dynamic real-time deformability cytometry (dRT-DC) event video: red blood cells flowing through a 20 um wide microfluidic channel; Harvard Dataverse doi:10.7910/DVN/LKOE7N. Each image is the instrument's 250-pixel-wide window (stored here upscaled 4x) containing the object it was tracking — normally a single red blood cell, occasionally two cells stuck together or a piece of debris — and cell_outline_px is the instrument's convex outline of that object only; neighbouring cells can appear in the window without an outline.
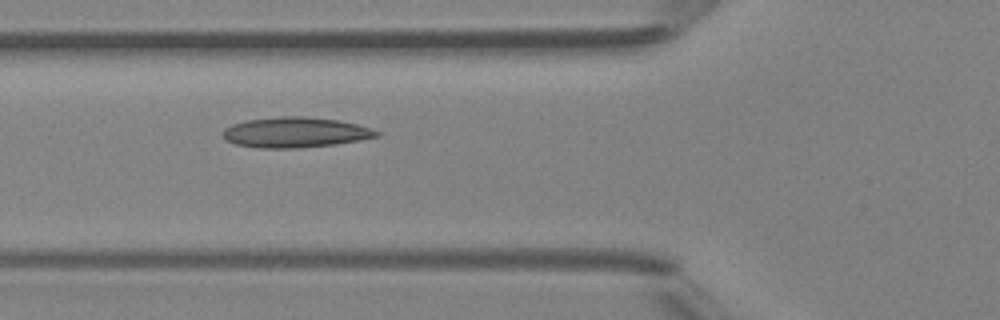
{"species": "Egyptian fruit bat (a non-hibernating species)", "species_latin": "Rousettus aegyptiacus", "temperature_condition": "room temperature", "stored_images_in_passage": 6, "camera_frame_rate_fps": 3000, "um_per_image_px": 0.085, "animal": {"sex": "female"}, "frame": {"image": 1, "passage_image": 4, "time_ms": 3.333, "image_size_px": [1000, 320], "cell_outline_px": [[380, 136], [360, 140], [332, 144], [300, 148], [260, 148], [236, 144], [228, 140], [224, 136], [224, 128], [232, 124], [244, 120], [280, 116], [304, 116], [336, 120], [356, 124], [380, 132]], "centroid_in_image_um": [25.08, 11.25], "position_along_channel_um": 100.7, "area_um2": 26.93}}
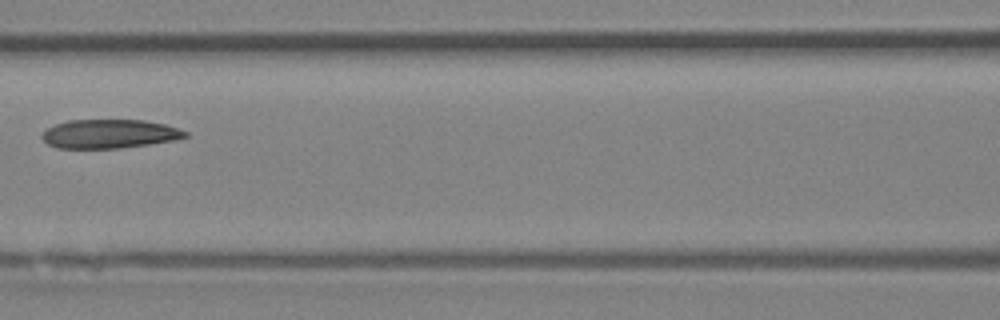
{"frame": {"image": 2, "passage_image": 5, "time_ms": 4.667, "image_size_px": [1000, 320], "cell_outline_px": [[188, 136], [176, 140], [120, 148], [56, 148], [48, 144], [40, 136], [44, 128], [68, 120], [144, 120], [164, 124], [188, 132]], "centroid_in_image_um": [9.26, 11.37], "position_along_channel_um": 157.3, "area_um2": 24.16}}
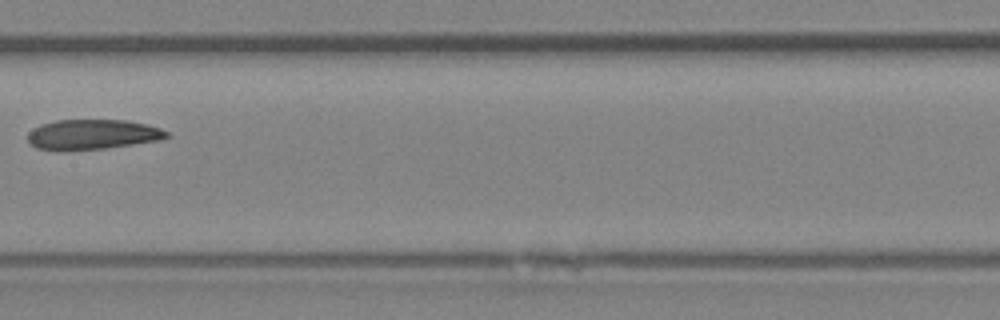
{"frame": {"image": 3, "passage_image": 6, "time_ms": 5.667, "image_size_px": [1000, 320], "cell_outline_px": [[172, 136], [160, 140], [104, 148], [64, 152], [56, 152], [36, 148], [28, 140], [28, 132], [32, 128], [40, 124], [56, 120], [128, 120], [148, 124], [160, 128], [168, 132]], "centroid_in_image_um": [7.83, 11.44], "position_along_channel_um": 199.6, "area_um2": 24.85}}